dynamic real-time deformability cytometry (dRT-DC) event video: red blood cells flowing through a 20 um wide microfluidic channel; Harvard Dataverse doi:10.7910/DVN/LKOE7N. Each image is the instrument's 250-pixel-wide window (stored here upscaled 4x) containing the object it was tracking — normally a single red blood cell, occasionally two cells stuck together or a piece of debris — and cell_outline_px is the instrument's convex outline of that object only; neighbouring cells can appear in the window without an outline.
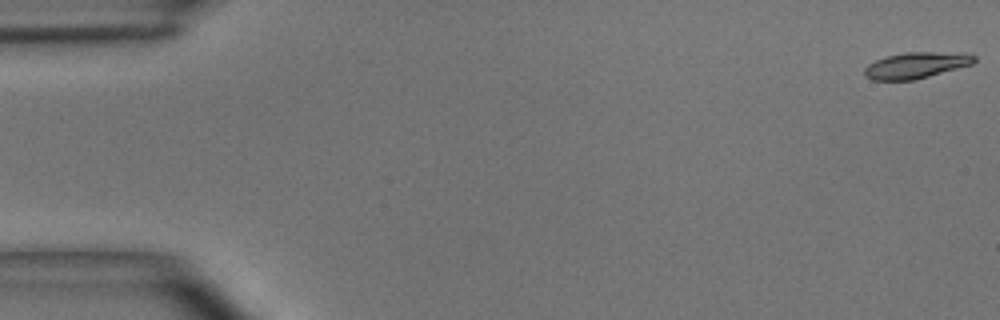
{"species": "common noctule bat (a hibernating species)", "species_latin": "Nyctalus noctula", "temperature_condition": "room temperature", "stored_images_in_passage": 45, "camera_frame_rate_fps": 3000, "um_per_image_px": 0.085, "animal": {"sex": "male", "body_mass_g": 15.6}, "frame": {"image": 1, "passage_image": 1, "time_ms": 0.0, "image_size_px": [1000, 320], "cell_outline_px": [[976, 60], [972, 64], [928, 76], [912, 80], [872, 80], [864, 76], [864, 68], [868, 64], [876, 60], [888, 56], [908, 52], [964, 52], [976, 56]], "centroid_in_image_um": [77.87, 5.54], "position_along_channel_um": 7.1, "area_um2": 16.65}}
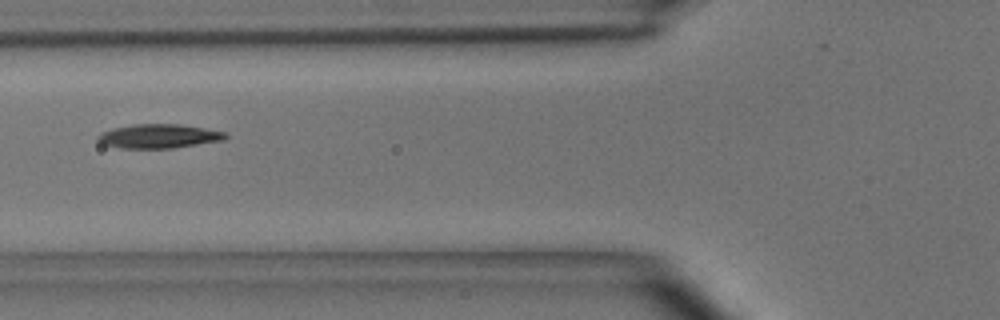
{"frame": {"image": 2, "passage_image": 19, "time_ms": 6.0, "image_size_px": [1000, 320], "cell_outline_px": [[228, 136], [224, 140], [172, 148], [120, 148], [100, 144], [96, 136], [100, 132], [112, 128], [136, 124], [180, 124], [228, 132]], "centroid_in_image_um": [13.48, 11.57], "position_along_channel_um": 112.3, "area_um2": 18.03}}
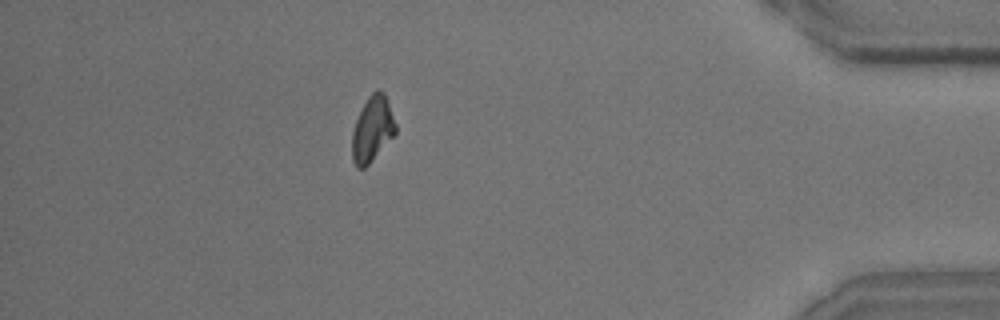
{"frame": {"image": 3, "passage_image": 44, "time_ms": 14.333, "image_size_px": [1000, 320], "cell_outline_px": [[396, 132], [368, 164], [364, 168], [356, 168], [352, 160], [352, 132], [356, 120], [368, 96], [376, 88], [384, 92], [396, 124]], "centroid_in_image_um": [31.63, 10.96], "position_along_channel_um": 403.6, "area_um2": 16.3}}